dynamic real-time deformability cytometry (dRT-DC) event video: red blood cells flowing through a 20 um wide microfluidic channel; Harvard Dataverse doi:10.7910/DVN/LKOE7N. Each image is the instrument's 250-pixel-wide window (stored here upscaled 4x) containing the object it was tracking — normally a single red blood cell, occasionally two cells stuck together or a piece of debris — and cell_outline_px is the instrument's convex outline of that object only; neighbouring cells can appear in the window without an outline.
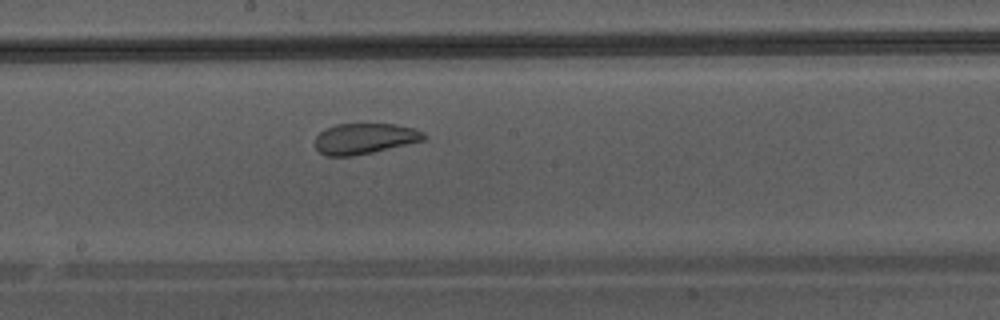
{"species": "Egyptian fruit bat (a non-hibernating species)", "species_latin": "Rousettus aegyptiacus", "temperature_condition": "warm", "stored_images_in_passage": 28, "camera_frame_rate_fps": 3000, "um_per_image_px": 0.085, "animal": {"sex": "male"}, "frame": {"image": 1, "passage_image": 16, "time_ms": 5.0, "image_size_px": [1000, 320], "cell_outline_px": [[428, 136], [424, 140], [372, 152], [352, 156], [328, 156], [320, 152], [316, 148], [316, 136], [324, 128], [336, 124], [396, 124], [416, 128], [424, 132]], "centroid_in_image_um": [31.01, 11.76], "position_along_channel_um": 217.2, "area_um2": 19.48}}